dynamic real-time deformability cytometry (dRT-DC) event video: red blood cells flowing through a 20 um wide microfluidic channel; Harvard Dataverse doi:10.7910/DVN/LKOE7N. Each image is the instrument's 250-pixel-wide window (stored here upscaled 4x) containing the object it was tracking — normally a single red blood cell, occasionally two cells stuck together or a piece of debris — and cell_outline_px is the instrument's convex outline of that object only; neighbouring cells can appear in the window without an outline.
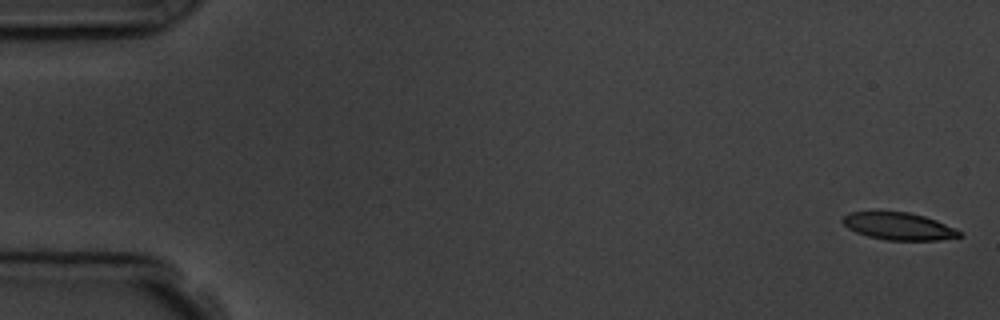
{"species": "common noctule bat (a hibernating species)", "species_latin": "Nyctalus noctula", "temperature_condition": "room temperature", "stored_images_in_passage": 6, "camera_frame_rate_fps": 3000, "um_per_image_px": 0.085, "animal": {"sex": "male", "body_mass_g": 19.5, "forearm_length_mm": 54.6}, "frame": {"image": 1, "passage_image": 1, "time_ms": 0.0, "image_size_px": [1000, 320], "cell_outline_px": [[964, 236], [940, 240], [888, 240], [868, 236], [856, 232], [848, 228], [840, 220], [848, 212], [908, 212], [924, 216], [936, 220], [960, 232]], "centroid_in_image_um": [76.37, 19.23], "position_along_channel_um": 8.6, "area_um2": 18.38}}